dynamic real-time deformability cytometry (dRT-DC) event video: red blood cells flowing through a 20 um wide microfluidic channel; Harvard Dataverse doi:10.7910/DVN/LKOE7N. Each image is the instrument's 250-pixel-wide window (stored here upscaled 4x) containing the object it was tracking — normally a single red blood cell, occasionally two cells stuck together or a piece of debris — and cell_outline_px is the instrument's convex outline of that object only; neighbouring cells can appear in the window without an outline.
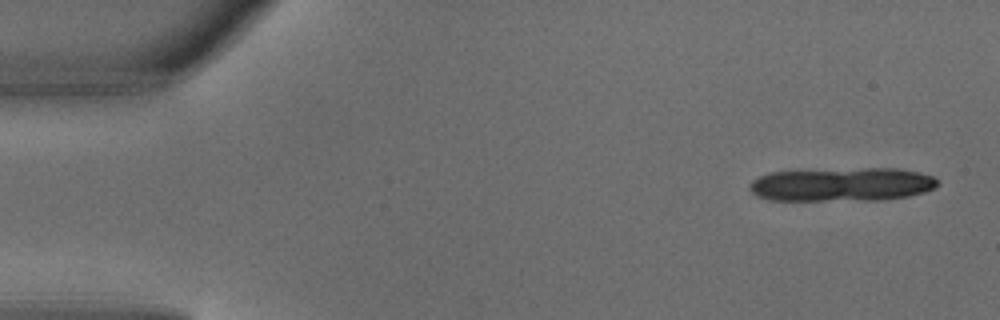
{"species": "common noctule bat (a hibernating species)", "species_latin": "Nyctalus noctula", "temperature_condition": "warm", "stored_images_in_passage": 5, "camera_frame_rate_fps": 3000, "um_per_image_px": 0.085, "animal": {"sex": "male", "body_mass_g": 18.8}, "frame": {"image": 1, "passage_image": 1, "time_ms": 0.0, "image_size_px": [1000, 320], "cell_outline_px": [[940, 184], [936, 188], [924, 192], [908, 196], [884, 200], [768, 200], [756, 196], [748, 188], [752, 180], [768, 172], [864, 168], [896, 168], [920, 172], [932, 176], [940, 180]], "centroid_in_image_um": [71.6, 15.68], "position_along_channel_um": 13.4, "area_um2": 37.22}}